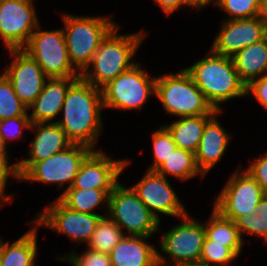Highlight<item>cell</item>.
<instances>
[{"instance_id": "26", "label": "cell", "mask_w": 267, "mask_h": 266, "mask_svg": "<svg viewBox=\"0 0 267 266\" xmlns=\"http://www.w3.org/2000/svg\"><path fill=\"white\" fill-rule=\"evenodd\" d=\"M112 190L68 188L58 196L67 207L80 213L97 214L94 209L106 201L108 211L109 194Z\"/></svg>"}, {"instance_id": "40", "label": "cell", "mask_w": 267, "mask_h": 266, "mask_svg": "<svg viewBox=\"0 0 267 266\" xmlns=\"http://www.w3.org/2000/svg\"><path fill=\"white\" fill-rule=\"evenodd\" d=\"M187 2L192 6V7H195L196 9H201V8H204L206 7L208 4H210L211 2L215 3L216 5V2L217 0H187Z\"/></svg>"}, {"instance_id": "28", "label": "cell", "mask_w": 267, "mask_h": 266, "mask_svg": "<svg viewBox=\"0 0 267 266\" xmlns=\"http://www.w3.org/2000/svg\"><path fill=\"white\" fill-rule=\"evenodd\" d=\"M124 235L121 228L108 216H102L87 243L88 249L109 254Z\"/></svg>"}, {"instance_id": "23", "label": "cell", "mask_w": 267, "mask_h": 266, "mask_svg": "<svg viewBox=\"0 0 267 266\" xmlns=\"http://www.w3.org/2000/svg\"><path fill=\"white\" fill-rule=\"evenodd\" d=\"M37 225L13 243L3 242L0 249V266H34L37 257Z\"/></svg>"}, {"instance_id": "21", "label": "cell", "mask_w": 267, "mask_h": 266, "mask_svg": "<svg viewBox=\"0 0 267 266\" xmlns=\"http://www.w3.org/2000/svg\"><path fill=\"white\" fill-rule=\"evenodd\" d=\"M220 113L221 111H218L206 122L195 153L197 167L204 176L221 160L228 147L230 135L216 119V115Z\"/></svg>"}, {"instance_id": "14", "label": "cell", "mask_w": 267, "mask_h": 266, "mask_svg": "<svg viewBox=\"0 0 267 266\" xmlns=\"http://www.w3.org/2000/svg\"><path fill=\"white\" fill-rule=\"evenodd\" d=\"M132 189L160 223L161 213L180 218L188 214L167 177L155 171L147 170L143 178L132 186Z\"/></svg>"}, {"instance_id": "41", "label": "cell", "mask_w": 267, "mask_h": 266, "mask_svg": "<svg viewBox=\"0 0 267 266\" xmlns=\"http://www.w3.org/2000/svg\"><path fill=\"white\" fill-rule=\"evenodd\" d=\"M261 16L267 22V0H262V14H261Z\"/></svg>"}, {"instance_id": "22", "label": "cell", "mask_w": 267, "mask_h": 266, "mask_svg": "<svg viewBox=\"0 0 267 266\" xmlns=\"http://www.w3.org/2000/svg\"><path fill=\"white\" fill-rule=\"evenodd\" d=\"M240 80L247 86L267 74V39L247 46L233 57Z\"/></svg>"}, {"instance_id": "42", "label": "cell", "mask_w": 267, "mask_h": 266, "mask_svg": "<svg viewBox=\"0 0 267 266\" xmlns=\"http://www.w3.org/2000/svg\"><path fill=\"white\" fill-rule=\"evenodd\" d=\"M7 148L4 145V143L2 142L1 136H0V155H8L7 153Z\"/></svg>"}, {"instance_id": "36", "label": "cell", "mask_w": 267, "mask_h": 266, "mask_svg": "<svg viewBox=\"0 0 267 266\" xmlns=\"http://www.w3.org/2000/svg\"><path fill=\"white\" fill-rule=\"evenodd\" d=\"M8 155H0V206L6 204L8 201L11 202L14 197L5 194L6 184L9 175L13 176L14 179L18 180L16 164L9 165ZM4 202V203H3Z\"/></svg>"}, {"instance_id": "4", "label": "cell", "mask_w": 267, "mask_h": 266, "mask_svg": "<svg viewBox=\"0 0 267 266\" xmlns=\"http://www.w3.org/2000/svg\"><path fill=\"white\" fill-rule=\"evenodd\" d=\"M62 18L70 63L81 74L89 66L102 40L117 24L104 16L64 14Z\"/></svg>"}, {"instance_id": "17", "label": "cell", "mask_w": 267, "mask_h": 266, "mask_svg": "<svg viewBox=\"0 0 267 266\" xmlns=\"http://www.w3.org/2000/svg\"><path fill=\"white\" fill-rule=\"evenodd\" d=\"M103 151L93 150L82 162L70 188L113 190L131 160H112Z\"/></svg>"}, {"instance_id": "11", "label": "cell", "mask_w": 267, "mask_h": 266, "mask_svg": "<svg viewBox=\"0 0 267 266\" xmlns=\"http://www.w3.org/2000/svg\"><path fill=\"white\" fill-rule=\"evenodd\" d=\"M234 171L221 193L216 197L214 209L223 217L235 221L238 217L255 212L264 196L261 186L246 171Z\"/></svg>"}, {"instance_id": "19", "label": "cell", "mask_w": 267, "mask_h": 266, "mask_svg": "<svg viewBox=\"0 0 267 266\" xmlns=\"http://www.w3.org/2000/svg\"><path fill=\"white\" fill-rule=\"evenodd\" d=\"M146 239L150 237L124 235L109 253L112 266H167L166 257Z\"/></svg>"}, {"instance_id": "3", "label": "cell", "mask_w": 267, "mask_h": 266, "mask_svg": "<svg viewBox=\"0 0 267 266\" xmlns=\"http://www.w3.org/2000/svg\"><path fill=\"white\" fill-rule=\"evenodd\" d=\"M115 26L102 40L92 60L80 77L97 88H102L136 63L132 60L146 37V32L120 35ZM132 59V60H131ZM92 65V66H91Z\"/></svg>"}, {"instance_id": "32", "label": "cell", "mask_w": 267, "mask_h": 266, "mask_svg": "<svg viewBox=\"0 0 267 266\" xmlns=\"http://www.w3.org/2000/svg\"><path fill=\"white\" fill-rule=\"evenodd\" d=\"M236 257L224 244L215 243L206 236L203 242L199 265L228 266Z\"/></svg>"}, {"instance_id": "16", "label": "cell", "mask_w": 267, "mask_h": 266, "mask_svg": "<svg viewBox=\"0 0 267 266\" xmlns=\"http://www.w3.org/2000/svg\"><path fill=\"white\" fill-rule=\"evenodd\" d=\"M13 57L3 73L11 82L20 101L29 107L41 93L48 77L37 62L23 49L8 50Z\"/></svg>"}, {"instance_id": "30", "label": "cell", "mask_w": 267, "mask_h": 266, "mask_svg": "<svg viewBox=\"0 0 267 266\" xmlns=\"http://www.w3.org/2000/svg\"><path fill=\"white\" fill-rule=\"evenodd\" d=\"M27 111L28 107L20 101L11 82L2 74L0 76V120L29 116Z\"/></svg>"}, {"instance_id": "15", "label": "cell", "mask_w": 267, "mask_h": 266, "mask_svg": "<svg viewBox=\"0 0 267 266\" xmlns=\"http://www.w3.org/2000/svg\"><path fill=\"white\" fill-rule=\"evenodd\" d=\"M267 22L262 16L223 21L211 50L221 56L233 57L240 50L265 38Z\"/></svg>"}, {"instance_id": "9", "label": "cell", "mask_w": 267, "mask_h": 266, "mask_svg": "<svg viewBox=\"0 0 267 266\" xmlns=\"http://www.w3.org/2000/svg\"><path fill=\"white\" fill-rule=\"evenodd\" d=\"M93 150L85 145L72 144L47 159L34 163L18 180L53 183L61 189L64 184L70 188L85 158Z\"/></svg>"}, {"instance_id": "1", "label": "cell", "mask_w": 267, "mask_h": 266, "mask_svg": "<svg viewBox=\"0 0 267 266\" xmlns=\"http://www.w3.org/2000/svg\"><path fill=\"white\" fill-rule=\"evenodd\" d=\"M102 92L77 78L68 88L61 108L63 119L55 120L73 144L85 145L92 150L102 133Z\"/></svg>"}, {"instance_id": "7", "label": "cell", "mask_w": 267, "mask_h": 266, "mask_svg": "<svg viewBox=\"0 0 267 266\" xmlns=\"http://www.w3.org/2000/svg\"><path fill=\"white\" fill-rule=\"evenodd\" d=\"M140 66L136 63L101 88L103 108L140 109L156 93V77L150 78Z\"/></svg>"}, {"instance_id": "2", "label": "cell", "mask_w": 267, "mask_h": 266, "mask_svg": "<svg viewBox=\"0 0 267 266\" xmlns=\"http://www.w3.org/2000/svg\"><path fill=\"white\" fill-rule=\"evenodd\" d=\"M206 55L184 69L213 109L222 112V103L246 96V85L240 80L232 57L217 55L211 49Z\"/></svg>"}, {"instance_id": "44", "label": "cell", "mask_w": 267, "mask_h": 266, "mask_svg": "<svg viewBox=\"0 0 267 266\" xmlns=\"http://www.w3.org/2000/svg\"><path fill=\"white\" fill-rule=\"evenodd\" d=\"M189 266H202V265H199V264H195V265H189Z\"/></svg>"}, {"instance_id": "35", "label": "cell", "mask_w": 267, "mask_h": 266, "mask_svg": "<svg viewBox=\"0 0 267 266\" xmlns=\"http://www.w3.org/2000/svg\"><path fill=\"white\" fill-rule=\"evenodd\" d=\"M59 260H66L72 266H112L109 254L91 249H86L81 255L72 251L69 255L60 257Z\"/></svg>"}, {"instance_id": "37", "label": "cell", "mask_w": 267, "mask_h": 266, "mask_svg": "<svg viewBox=\"0 0 267 266\" xmlns=\"http://www.w3.org/2000/svg\"><path fill=\"white\" fill-rule=\"evenodd\" d=\"M246 171L261 186L264 195L267 196V153L252 161Z\"/></svg>"}, {"instance_id": "43", "label": "cell", "mask_w": 267, "mask_h": 266, "mask_svg": "<svg viewBox=\"0 0 267 266\" xmlns=\"http://www.w3.org/2000/svg\"><path fill=\"white\" fill-rule=\"evenodd\" d=\"M3 242H4L3 239L0 238V249H1V246H2V243H3Z\"/></svg>"}, {"instance_id": "25", "label": "cell", "mask_w": 267, "mask_h": 266, "mask_svg": "<svg viewBox=\"0 0 267 266\" xmlns=\"http://www.w3.org/2000/svg\"><path fill=\"white\" fill-rule=\"evenodd\" d=\"M206 236L215 243L224 244L237 257L243 247V238L233 220L223 217L213 208L210 219L204 224Z\"/></svg>"}, {"instance_id": "38", "label": "cell", "mask_w": 267, "mask_h": 266, "mask_svg": "<svg viewBox=\"0 0 267 266\" xmlns=\"http://www.w3.org/2000/svg\"><path fill=\"white\" fill-rule=\"evenodd\" d=\"M251 94L267 110V74L251 81L246 86V96L251 97Z\"/></svg>"}, {"instance_id": "29", "label": "cell", "mask_w": 267, "mask_h": 266, "mask_svg": "<svg viewBox=\"0 0 267 266\" xmlns=\"http://www.w3.org/2000/svg\"><path fill=\"white\" fill-rule=\"evenodd\" d=\"M240 235H258L267 242V196H263L255 207V212L238 217L235 221Z\"/></svg>"}, {"instance_id": "13", "label": "cell", "mask_w": 267, "mask_h": 266, "mask_svg": "<svg viewBox=\"0 0 267 266\" xmlns=\"http://www.w3.org/2000/svg\"><path fill=\"white\" fill-rule=\"evenodd\" d=\"M33 221L37 226H44L66 235L77 243L89 242L100 218L104 215L80 213L67 208L58 198L49 204Z\"/></svg>"}, {"instance_id": "39", "label": "cell", "mask_w": 267, "mask_h": 266, "mask_svg": "<svg viewBox=\"0 0 267 266\" xmlns=\"http://www.w3.org/2000/svg\"><path fill=\"white\" fill-rule=\"evenodd\" d=\"M156 4L160 5L166 15H170L180 7H192L187 0H154Z\"/></svg>"}, {"instance_id": "8", "label": "cell", "mask_w": 267, "mask_h": 266, "mask_svg": "<svg viewBox=\"0 0 267 266\" xmlns=\"http://www.w3.org/2000/svg\"><path fill=\"white\" fill-rule=\"evenodd\" d=\"M23 50L37 62L48 78L80 77L70 63L62 29L43 31L39 25Z\"/></svg>"}, {"instance_id": "33", "label": "cell", "mask_w": 267, "mask_h": 266, "mask_svg": "<svg viewBox=\"0 0 267 266\" xmlns=\"http://www.w3.org/2000/svg\"><path fill=\"white\" fill-rule=\"evenodd\" d=\"M153 163L148 171H155L177 148L173 137L165 126H161L152 134Z\"/></svg>"}, {"instance_id": "20", "label": "cell", "mask_w": 267, "mask_h": 266, "mask_svg": "<svg viewBox=\"0 0 267 266\" xmlns=\"http://www.w3.org/2000/svg\"><path fill=\"white\" fill-rule=\"evenodd\" d=\"M79 77L48 78L41 93L28 107L31 123H55L69 86Z\"/></svg>"}, {"instance_id": "27", "label": "cell", "mask_w": 267, "mask_h": 266, "mask_svg": "<svg viewBox=\"0 0 267 266\" xmlns=\"http://www.w3.org/2000/svg\"><path fill=\"white\" fill-rule=\"evenodd\" d=\"M155 172L165 177L171 175L180 181L189 180L198 174L204 177L197 167L195 154L182 148H176Z\"/></svg>"}, {"instance_id": "34", "label": "cell", "mask_w": 267, "mask_h": 266, "mask_svg": "<svg viewBox=\"0 0 267 266\" xmlns=\"http://www.w3.org/2000/svg\"><path fill=\"white\" fill-rule=\"evenodd\" d=\"M31 121L29 116H16L0 120V136L7 147L8 140L19 139L24 129H30Z\"/></svg>"}, {"instance_id": "31", "label": "cell", "mask_w": 267, "mask_h": 266, "mask_svg": "<svg viewBox=\"0 0 267 266\" xmlns=\"http://www.w3.org/2000/svg\"><path fill=\"white\" fill-rule=\"evenodd\" d=\"M215 6L229 14L227 20L261 16L262 0H217Z\"/></svg>"}, {"instance_id": "24", "label": "cell", "mask_w": 267, "mask_h": 266, "mask_svg": "<svg viewBox=\"0 0 267 266\" xmlns=\"http://www.w3.org/2000/svg\"><path fill=\"white\" fill-rule=\"evenodd\" d=\"M213 115L180 117L170 125H164L173 137L177 148L196 153L206 122Z\"/></svg>"}, {"instance_id": "10", "label": "cell", "mask_w": 267, "mask_h": 266, "mask_svg": "<svg viewBox=\"0 0 267 266\" xmlns=\"http://www.w3.org/2000/svg\"><path fill=\"white\" fill-rule=\"evenodd\" d=\"M179 219L181 224L162 235L160 250L173 260L171 266L199 264L206 237L204 223L191 219L188 214Z\"/></svg>"}, {"instance_id": "12", "label": "cell", "mask_w": 267, "mask_h": 266, "mask_svg": "<svg viewBox=\"0 0 267 266\" xmlns=\"http://www.w3.org/2000/svg\"><path fill=\"white\" fill-rule=\"evenodd\" d=\"M33 0H4L0 4V38L5 47L23 49L40 25Z\"/></svg>"}, {"instance_id": "18", "label": "cell", "mask_w": 267, "mask_h": 266, "mask_svg": "<svg viewBox=\"0 0 267 266\" xmlns=\"http://www.w3.org/2000/svg\"><path fill=\"white\" fill-rule=\"evenodd\" d=\"M30 130L36 135L30 144V158L16 162L18 179L34 163L47 159L73 144L57 123H31Z\"/></svg>"}, {"instance_id": "5", "label": "cell", "mask_w": 267, "mask_h": 266, "mask_svg": "<svg viewBox=\"0 0 267 266\" xmlns=\"http://www.w3.org/2000/svg\"><path fill=\"white\" fill-rule=\"evenodd\" d=\"M155 95L168 114L179 118L214 115L218 112L207 102L185 69L177 71L176 74L156 77Z\"/></svg>"}, {"instance_id": "6", "label": "cell", "mask_w": 267, "mask_h": 266, "mask_svg": "<svg viewBox=\"0 0 267 266\" xmlns=\"http://www.w3.org/2000/svg\"><path fill=\"white\" fill-rule=\"evenodd\" d=\"M108 217L129 236L152 237L160 226L132 187L119 182L109 194Z\"/></svg>"}]
</instances>
